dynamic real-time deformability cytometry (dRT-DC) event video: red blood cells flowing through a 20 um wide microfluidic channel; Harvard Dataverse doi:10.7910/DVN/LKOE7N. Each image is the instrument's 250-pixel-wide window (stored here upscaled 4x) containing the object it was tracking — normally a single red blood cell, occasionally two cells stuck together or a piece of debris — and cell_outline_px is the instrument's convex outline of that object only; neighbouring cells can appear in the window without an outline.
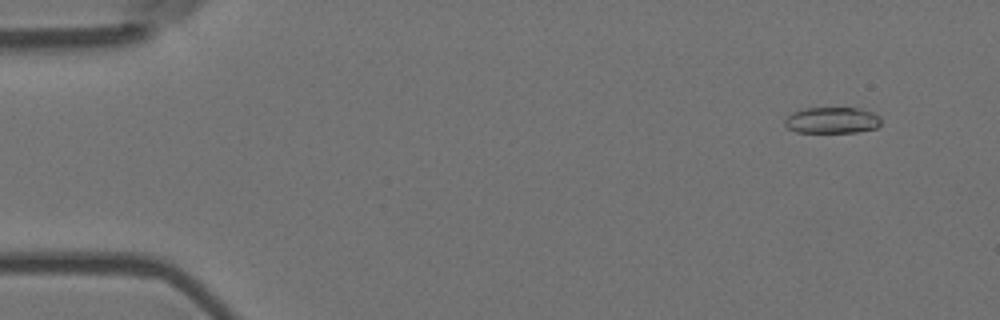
{"species": "Egyptian fruit bat (a non-hibernating species)", "species_latin": "Rousettus aegyptiacus", "temperature_condition": "room temperature", "stored_images_in_passage": 56, "camera_frame_rate_fps": 3000, "um_per_image_px": 0.085, "animal": {"sex": "female"}, "frame": {"image": 1, "passage_image": 5, "time_ms": 1.333, "image_size_px": [1000, 320], "cell_outline_px": [[880, 124], [876, 128], [856, 132], [796, 132], [788, 128], [784, 124], [784, 120], [792, 112], [804, 108], [860, 108], [872, 112], [880, 116]], "centroid_in_image_um": [70.72, 10.22], "position_along_channel_um": 14.3, "area_um2": 14.74}}
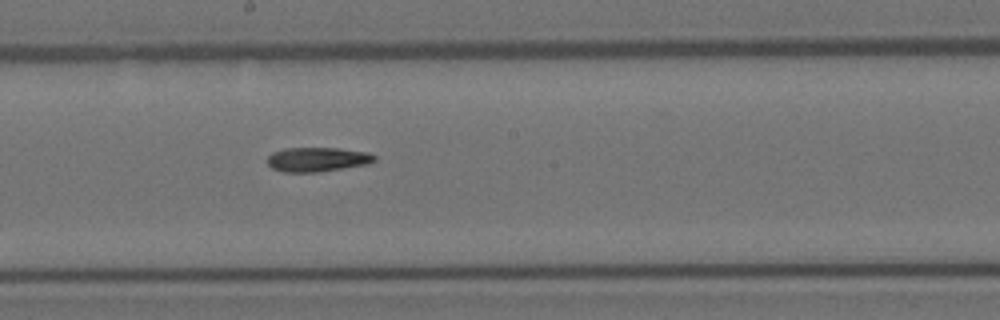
{"frame": {"image": 2, "passage_image": 31, "time_ms": 10.0, "image_size_px": [1000, 320], "cell_outline_px": [[376, 160], [368, 164], [320, 172], [284, 172], [272, 168], [268, 164], [268, 156], [272, 152], [284, 148], [340, 148], [368, 152], [376, 156]], "centroid_in_image_um": [26.99, 13.55], "position_along_channel_um": 221.2, "area_um2": 15.32}}
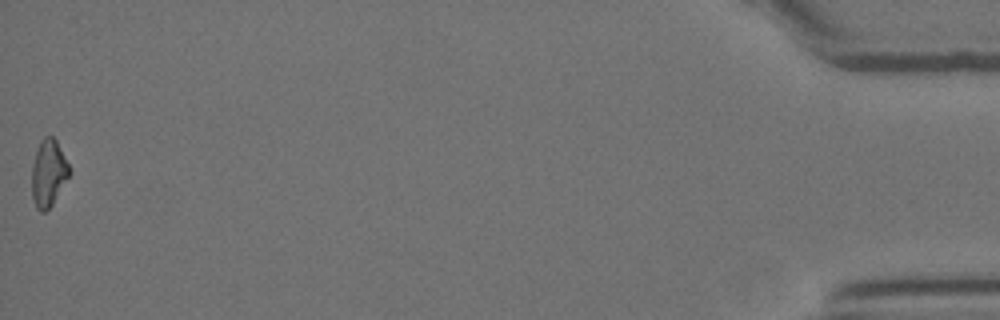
{"frame": {"image": 3, "passage_image": 56, "time_ms": 18.333, "image_size_px": [1000, 320], "cell_outline_px": [[72, 172], [52, 204], [44, 212], [40, 212], [36, 208], [32, 196], [32, 164], [40, 140], [44, 136], [52, 136], [56, 140]], "centroid_in_image_um": [4.12, 14.71], "position_along_channel_um": 431.1, "area_um2": 14.57}, "authors_computed_cell_mechanics": {"area_um2": 15.4037, "velocity_mm_per_s": 3.6982, "shape_relaxation_time_tau1_ms": 7.6792, "shape_relaxation_time_tau2_ms": null, "deformation_change_tau1": 0.211, "deformation_change_tau2": null}}